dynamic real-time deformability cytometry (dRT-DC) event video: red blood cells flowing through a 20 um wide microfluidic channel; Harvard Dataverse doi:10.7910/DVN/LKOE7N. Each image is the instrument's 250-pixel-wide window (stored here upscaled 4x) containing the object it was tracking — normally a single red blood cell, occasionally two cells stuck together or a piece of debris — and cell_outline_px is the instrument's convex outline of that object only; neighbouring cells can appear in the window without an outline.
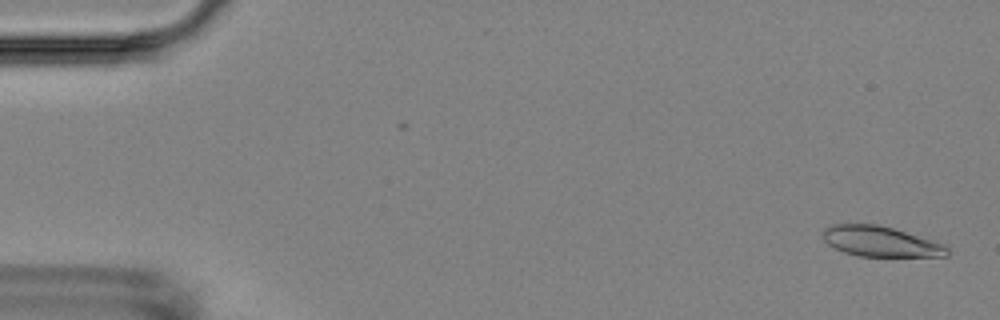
{"species": "Egyptian fruit bat (a non-hibernating species)", "species_latin": "Rousettus aegyptiacus", "temperature_condition": "room temperature", "stored_images_in_passage": 6, "camera_frame_rate_fps": 3000, "um_per_image_px": 0.085, "animal": {"sex": "female"}, "frame": {"image": 1, "passage_image": 1, "time_ms": 0.0, "image_size_px": [1000, 320], "cell_outline_px": [[948, 256], [860, 256], [844, 252], [828, 244], [820, 236], [824, 228], [832, 224], [876, 224], [892, 228], [944, 244], [948, 248]], "centroid_in_image_um": [74.79, 20.52], "position_along_channel_um": 10.2, "area_um2": 21.79}}